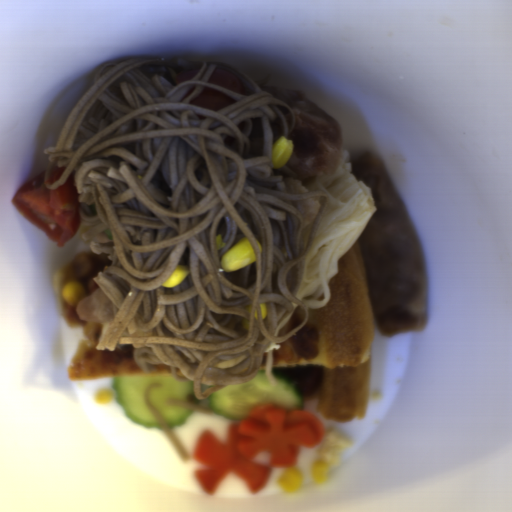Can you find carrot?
Instances as JSON below:
<instances>
[{"instance_id":"b8716197","label":"carrot","mask_w":512,"mask_h":512,"mask_svg":"<svg viewBox=\"0 0 512 512\" xmlns=\"http://www.w3.org/2000/svg\"><path fill=\"white\" fill-rule=\"evenodd\" d=\"M324 437L314 414L263 404L246 419H233L225 442L209 430L202 431L193 458L207 468L194 470L193 476L212 495L233 473L245 480L253 494L267 485L275 467L295 468L298 449L321 444Z\"/></svg>"}]
</instances>
